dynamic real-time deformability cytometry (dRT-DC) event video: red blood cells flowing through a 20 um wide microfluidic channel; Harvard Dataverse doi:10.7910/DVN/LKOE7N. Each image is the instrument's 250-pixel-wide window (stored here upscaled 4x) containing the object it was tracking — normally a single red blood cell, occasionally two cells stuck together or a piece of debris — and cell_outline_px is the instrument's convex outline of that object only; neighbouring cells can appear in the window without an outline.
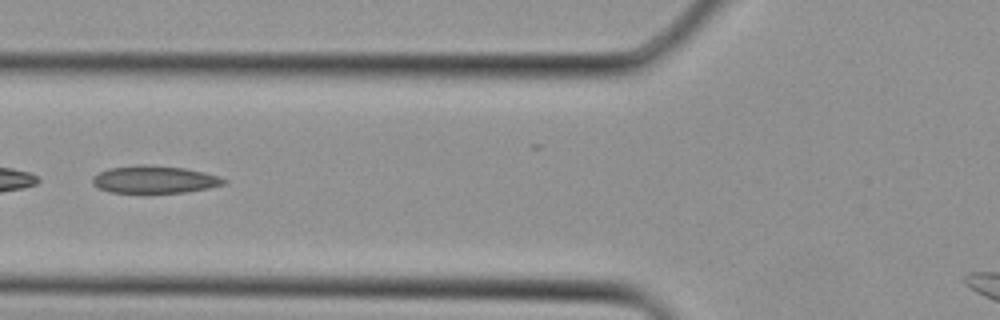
{"species": "Egyptian fruit bat (a non-hibernating species)", "species_latin": "Rousettus aegyptiacus", "temperature_condition": "cold", "stored_images_in_passage": 3, "camera_frame_rate_fps": 3000, "um_per_image_px": 0.085, "animal": {"sex": "female"}, "frame": {"image": 1, "passage_image": 3, "time_ms": 0.667, "image_size_px": [1000, 320], "cell_outline_px": [[228, 180], [224, 184], [208, 188], [188, 192], [148, 196], [108, 192], [92, 184], [92, 176], [108, 168], [136, 164], [144, 164], [184, 168], [204, 172]], "centroid_in_image_um": [13.07, 15.31], "position_along_channel_um": 112.7, "area_um2": 22.08}}